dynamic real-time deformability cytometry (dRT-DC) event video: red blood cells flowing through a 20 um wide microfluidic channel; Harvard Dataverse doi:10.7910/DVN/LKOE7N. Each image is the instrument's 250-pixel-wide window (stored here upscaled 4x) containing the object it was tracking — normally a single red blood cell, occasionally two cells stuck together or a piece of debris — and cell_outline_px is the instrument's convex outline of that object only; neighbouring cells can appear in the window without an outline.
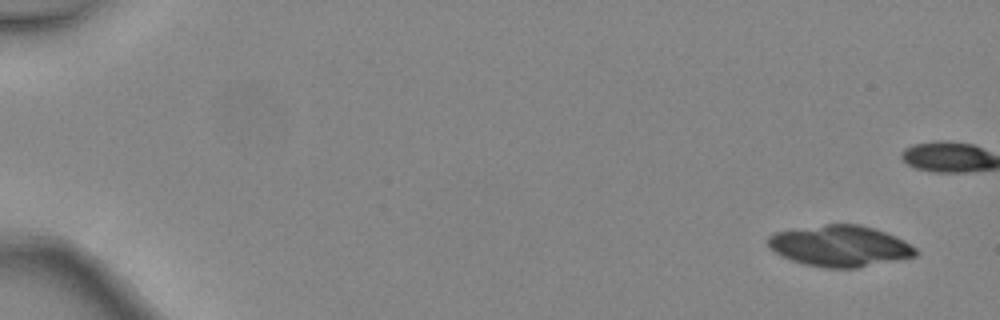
{"species": "common noctule bat (a hibernating species)", "species_latin": "Nyctalus noctula", "temperature_condition": "warm", "stored_images_in_passage": 5, "camera_frame_rate_fps": 3000, "um_per_image_px": 0.085, "animal": {"sex": "female", "body_mass_g": 24.6, "forearm_length_mm": 56.2}, "frame": {"image": 1, "passage_image": 1, "time_ms": 0.0, "image_size_px": [1000, 320], "cell_outline_px": [[920, 252], [916, 256], [900, 260], [856, 268], [824, 268], [804, 264], [780, 256], [768, 248], [768, 236], [776, 232], [824, 224], [860, 224], [896, 236], [904, 240], [916, 248]], "centroid_in_image_um": [71.41, 20.92], "position_along_channel_um": 13.6, "area_um2": 35.6}}